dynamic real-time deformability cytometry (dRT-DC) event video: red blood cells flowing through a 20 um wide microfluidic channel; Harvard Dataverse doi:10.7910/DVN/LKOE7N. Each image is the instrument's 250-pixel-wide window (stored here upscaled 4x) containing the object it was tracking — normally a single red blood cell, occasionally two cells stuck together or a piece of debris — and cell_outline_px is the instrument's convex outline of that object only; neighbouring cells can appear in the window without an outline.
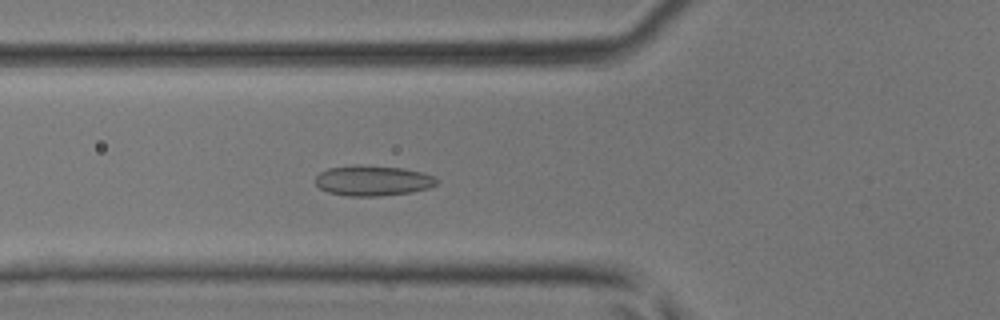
{"species": "common noctule bat (a hibernating species)", "species_latin": "Nyctalus noctula", "temperature_condition": "room temperature", "stored_images_in_passage": 47, "camera_frame_rate_fps": 3000, "um_per_image_px": 0.085, "animal": {"sex": "male", "body_mass_g": 17.9, "forearm_length_mm": 54.2}, "frame": {"image": 1, "passage_image": 18, "time_ms": 5.667, "image_size_px": [1000, 320], "cell_outline_px": [[440, 180], [436, 184], [428, 188], [412, 192], [380, 196], [348, 196], [328, 192], [320, 188], [316, 184], [316, 176], [320, 172], [328, 168], [356, 164], [360, 164], [404, 168], [424, 172]], "centroid_in_image_um": [31.7, 15.34], "position_along_channel_um": 94.1, "area_um2": 21.68}}
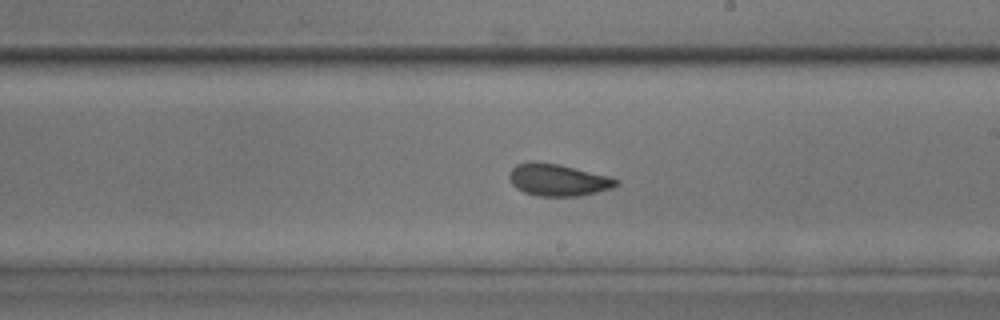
{"frame": {"image": 2, "passage_image": 28, "time_ms": 9.0, "image_size_px": [1000, 320], "cell_outline_px": [[620, 184], [612, 188], [580, 196], [536, 196], [524, 192], [516, 188], [508, 180], [508, 172], [516, 164], [532, 160], [536, 160], [560, 164], [608, 176], [620, 180]], "centroid_in_image_um": [47.39, 15.28], "position_along_channel_um": 241.6, "area_um2": 20.35}}
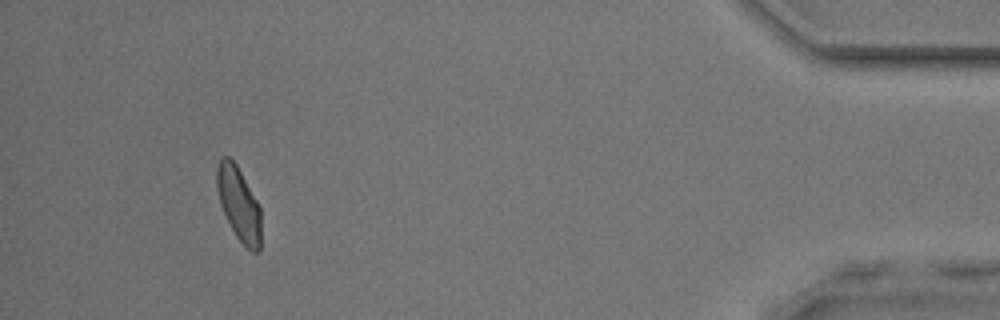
{"frame": {"image": 3, "passage_image": 44, "time_ms": 14.333, "image_size_px": [1000, 320], "cell_outline_px": [[260, 252], [252, 252], [236, 236], [220, 204], [216, 188], [216, 168], [220, 156], [228, 156], [236, 164], [256, 200], [260, 208]], "centroid_in_image_um": [20.27, 17.29], "position_along_channel_um": 414.9, "area_um2": 18.73}}